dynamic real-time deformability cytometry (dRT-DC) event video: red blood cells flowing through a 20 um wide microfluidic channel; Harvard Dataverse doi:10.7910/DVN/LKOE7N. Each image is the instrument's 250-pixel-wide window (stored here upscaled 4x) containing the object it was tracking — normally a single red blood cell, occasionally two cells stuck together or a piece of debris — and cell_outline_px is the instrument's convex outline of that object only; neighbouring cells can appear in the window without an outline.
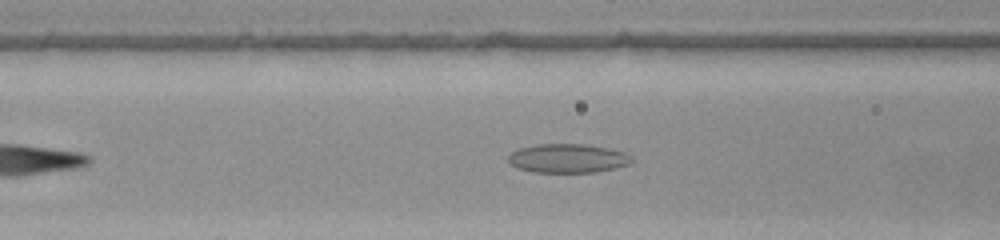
{"species": "common noctule bat (a hibernating species)", "species_latin": "Nyctalus noctula", "temperature_condition": "warm", "stored_images_in_passage": 40, "camera_frame_rate_fps": 3000, "um_per_image_px": 0.085, "animal": {"sex": "female", "body_mass_g": 22.0, "forearm_length_mm": 56.7}, "frame": {"image": 1, "passage_image": 10, "time_ms": 3.0, "image_size_px": [1000, 240], "cell_outline_px": [[632, 164], [616, 168], [596, 172], [532, 172], [516, 168], [508, 164], [508, 156], [512, 152], [520, 148], [536, 144], [584, 144], [608, 148], [628, 152], [632, 156]], "centroid_in_image_um": [48.28, 13.46], "position_along_channel_um": 118.3, "area_um2": 21.15}}
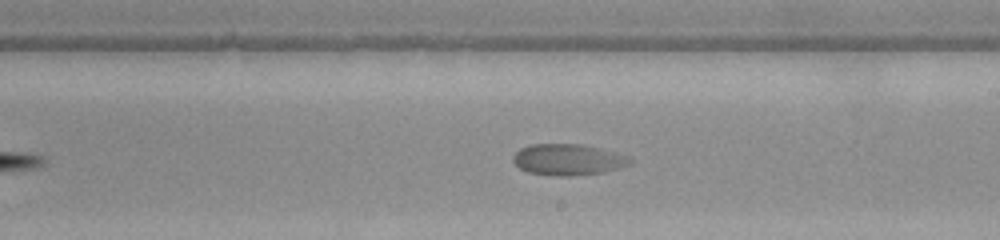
{"frame": {"image": 2, "passage_image": 19, "time_ms": 6.0, "image_size_px": [1000, 240], "cell_outline_px": [[632, 164], [620, 168], [604, 172], [568, 176], [560, 176], [528, 172], [520, 168], [512, 160], [512, 156], [520, 148], [532, 144], [584, 144], [600, 148], [628, 156], [632, 160]], "centroid_in_image_um": [48.3, 13.56], "position_along_channel_um": 240.7, "area_um2": 21.27}}
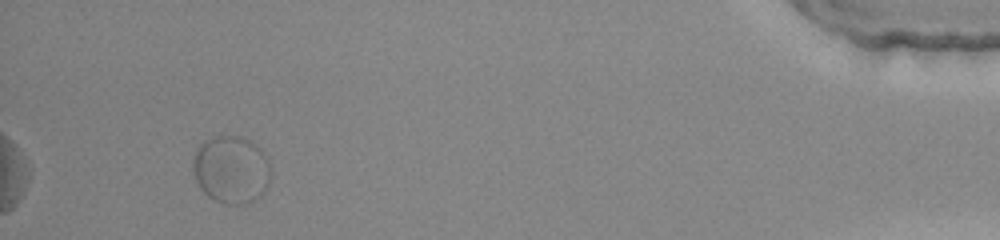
{"frame": {"image": 3, "passage_image": 37, "time_ms": 12.0, "image_size_px": [1000, 240], "cell_outline_px": [[268, 184], [264, 192], [256, 200], [248, 204], [224, 204], [212, 200], [200, 188], [196, 180], [192, 160], [196, 148], [204, 140], [216, 136], [240, 136], [248, 140], [260, 148], [268, 160]], "centroid_in_image_um": [19.62, 14.43], "position_along_channel_um": 415.6, "area_um2": 30.69}}